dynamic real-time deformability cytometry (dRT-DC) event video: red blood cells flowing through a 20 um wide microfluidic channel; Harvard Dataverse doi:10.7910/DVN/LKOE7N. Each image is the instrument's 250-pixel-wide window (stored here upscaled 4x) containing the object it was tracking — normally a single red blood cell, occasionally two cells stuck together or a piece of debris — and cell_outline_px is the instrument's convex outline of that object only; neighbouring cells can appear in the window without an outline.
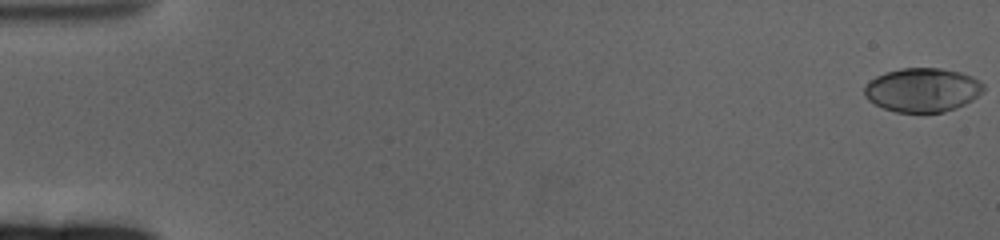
{"species": "human", "species_latin": "Homo sapiens", "temperature_condition": "cold", "stored_images_in_passage": 63, "camera_frame_rate_fps": 3000, "um_per_image_px": 0.085, "donor": {"sex": "female"}, "frame": {"image": 1, "passage_image": 1, "time_ms": 0.0, "image_size_px": [1000, 240], "cell_outline_px": [[984, 92], [972, 100], [956, 108], [944, 112], [896, 112], [884, 108], [868, 100], [864, 96], [864, 84], [868, 80], [884, 72], [900, 68], [940, 68], [960, 72], [972, 76], [980, 80], [984, 84]], "centroid_in_image_um": [78.4, 7.63], "position_along_channel_um": 6.6, "area_um2": 30.81}}
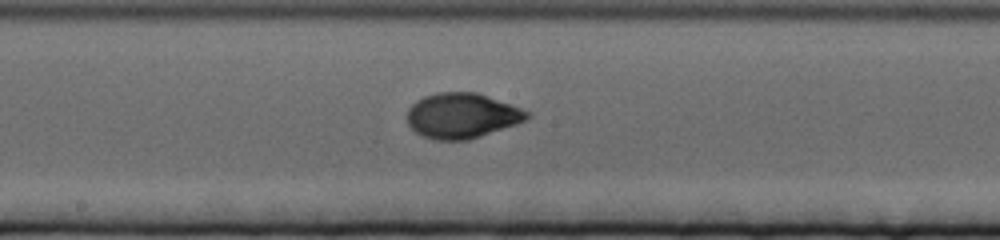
{"frame": {"image": 2, "passage_image": 35, "time_ms": 11.333, "image_size_px": [1000, 240], "cell_outline_px": [[532, 116], [516, 124], [468, 140], [432, 140], [416, 132], [408, 124], [408, 108], [416, 100], [424, 96], [436, 92], [476, 92], [532, 112]], "centroid_in_image_um": [39.26, 9.83], "position_along_channel_um": 208.9, "area_um2": 31.5}}
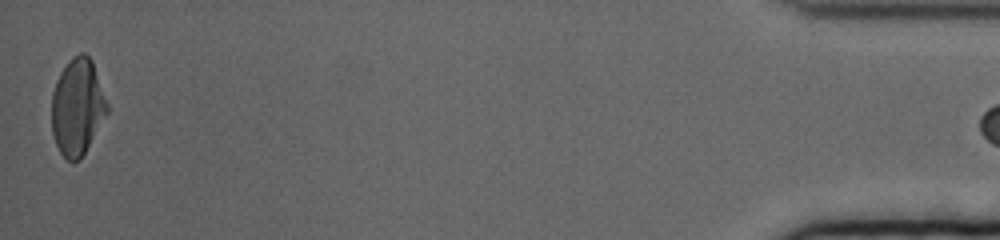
{"frame": {"image": 3, "passage_image": 63, "time_ms": 20.667, "image_size_px": [1000, 240], "cell_outline_px": [[108, 112], [80, 160], [68, 160], [60, 152], [56, 144], [52, 132], [52, 92], [56, 80], [60, 72], [68, 60], [72, 56], [80, 52], [84, 52], [92, 60], [108, 104]], "centroid_in_image_um": [6.57, 9.05], "position_along_channel_um": 428.6, "area_um2": 31.15}, "authors_computed_cell_mechanics": {"area_um2": 30.7496, "velocity_mm_per_s": 3.2681, "shape_relaxation_time_tau1_ms": 4.4657, "shape_relaxation_time_tau2_ms": 0.9842, "deformation_change_tau1": 0.206, "deformation_change_tau2": 0.0386}}